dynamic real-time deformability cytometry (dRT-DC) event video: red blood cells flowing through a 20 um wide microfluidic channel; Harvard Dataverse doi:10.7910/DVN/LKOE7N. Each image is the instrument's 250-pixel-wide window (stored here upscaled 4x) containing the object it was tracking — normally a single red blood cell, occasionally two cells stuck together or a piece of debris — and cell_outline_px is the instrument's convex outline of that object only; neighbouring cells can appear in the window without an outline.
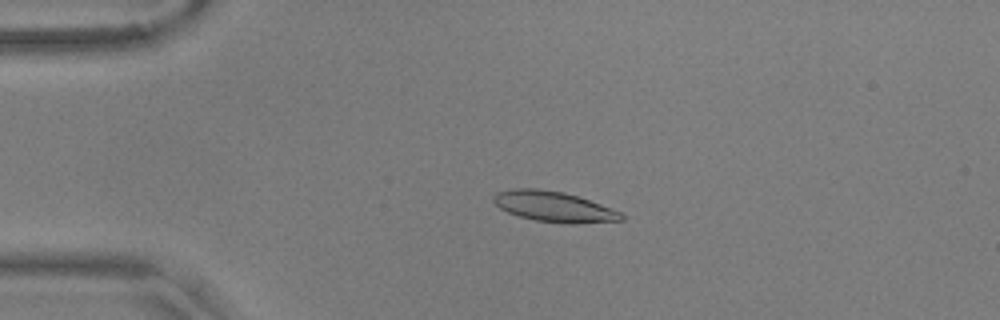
{"species": "common noctule bat (a hibernating species)", "species_latin": "Nyctalus noctula", "temperature_condition": "warm", "stored_images_in_passage": 55, "camera_frame_rate_fps": 3000, "um_per_image_px": 0.085, "animal": {"sex": "male", "body_mass_g": 17.9, "forearm_length_mm": 54.2}, "frame": {"image": 1, "passage_image": 12, "time_ms": 3.667, "image_size_px": [1000, 320], "cell_outline_px": [[624, 220], [576, 224], [564, 224], [536, 220], [520, 216], [508, 212], [500, 208], [492, 200], [492, 196], [496, 192], [516, 188], [536, 188], [564, 192], [600, 204], [620, 212], [624, 216]], "centroid_in_image_um": [47.06, 17.57], "position_along_channel_um": 37.9, "area_um2": 22.6}}
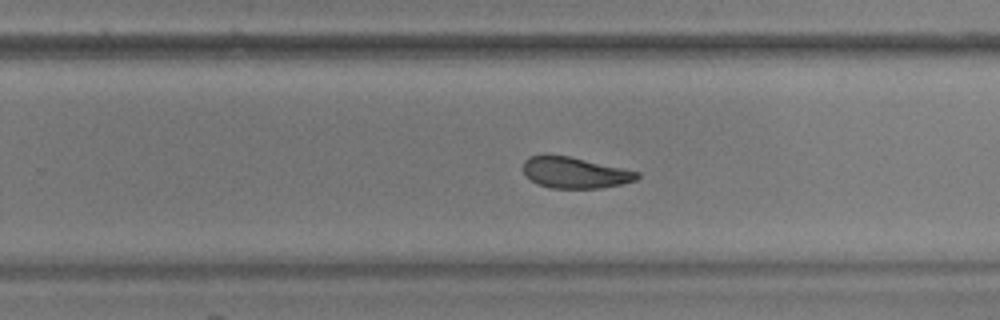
{"frame": {"image": 2, "passage_image": 35, "time_ms": 11.333, "image_size_px": [1000, 320], "cell_outline_px": [[640, 176], [636, 180], [620, 184], [600, 188], [552, 188], [536, 184], [524, 176], [524, 160], [528, 156], [544, 152], [568, 156], [640, 172]], "centroid_in_image_um": [48.78, 14.65], "position_along_channel_um": 281.0, "area_um2": 20.98}}
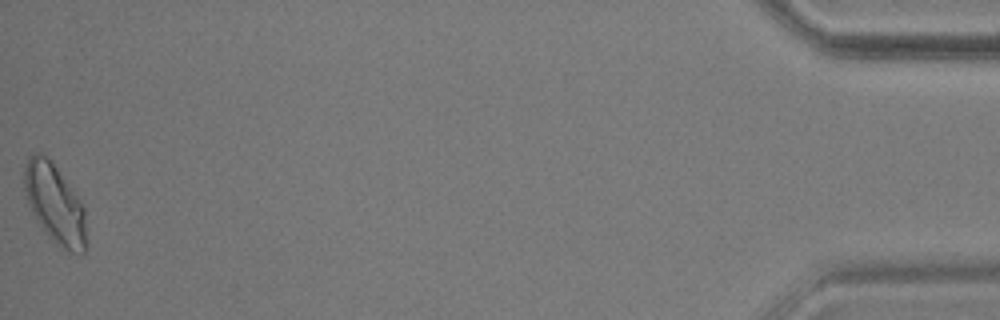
{"frame": {"image": 3, "passage_image": 55, "time_ms": 18.0, "image_size_px": [1000, 320], "cell_outline_px": [[84, 252], [72, 252], [56, 244], [48, 236], [36, 220], [28, 204], [24, 188], [24, 168], [28, 156], [36, 152], [40, 152], [56, 168], [80, 200], [84, 208]], "centroid_in_image_um": [4.6, 17.3], "position_along_channel_um": 430.6, "area_um2": 27.8}, "authors_computed_cell_mechanics": {"area_um2": 21.8484, "velocity_mm_per_s": 3.6199, "shape_relaxation_time_tau1_ms": 6.9163, "shape_relaxation_time_tau2_ms": 4.8523, "deformation_change_tau1": 0.1676, "deformation_change_tau2": 0.1108}}